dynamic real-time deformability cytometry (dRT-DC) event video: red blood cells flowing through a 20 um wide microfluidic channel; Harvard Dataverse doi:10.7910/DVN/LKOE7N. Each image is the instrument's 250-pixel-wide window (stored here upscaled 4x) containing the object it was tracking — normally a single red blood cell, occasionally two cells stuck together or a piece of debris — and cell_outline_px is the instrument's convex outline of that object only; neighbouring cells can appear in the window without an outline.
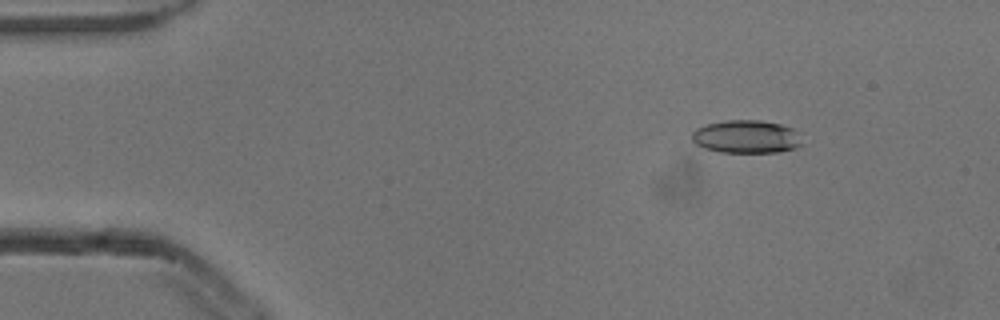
{"species": "common noctule bat (a hibernating species)", "species_latin": "Nyctalus noctula", "temperature_condition": "cold", "stored_images_in_passage": 3, "camera_frame_rate_fps": 3000, "um_per_image_px": 0.085, "animal": {"sex": "male", "body_mass_g": 13.3}, "frame": {"image": 1, "passage_image": 1, "time_ms": 0.0, "image_size_px": [1000, 320], "cell_outline_px": [[804, 144], [796, 148], [780, 152], [720, 152], [704, 148], [696, 144], [692, 140], [692, 132], [696, 128], [704, 124], [728, 120], [760, 120], [780, 124], [792, 128], [800, 132]], "centroid_in_image_um": [63.48, 11.62], "position_along_channel_um": 21.5, "area_um2": 21.56}}